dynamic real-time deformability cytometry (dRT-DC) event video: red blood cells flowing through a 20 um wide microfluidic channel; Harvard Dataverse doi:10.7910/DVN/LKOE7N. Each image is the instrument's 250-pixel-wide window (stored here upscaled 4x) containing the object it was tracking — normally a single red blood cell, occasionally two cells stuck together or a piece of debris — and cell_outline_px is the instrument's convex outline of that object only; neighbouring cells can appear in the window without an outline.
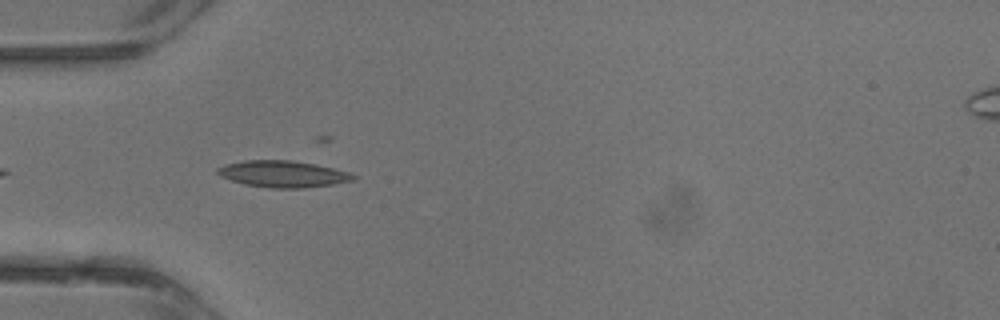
{"species": "common noctule bat (a hibernating species)", "species_latin": "Nyctalus noctula", "temperature_condition": "warm", "stored_images_in_passage": 22, "camera_frame_rate_fps": 3000, "um_per_image_px": 0.085, "animal": {"sex": "male", "body_mass_g": 13.3}, "frame": {"image": 1, "passage_image": 4, "time_ms": 1.0, "image_size_px": [1000, 320], "cell_outline_px": [[356, 176], [352, 180], [332, 184], [300, 188], [268, 188], [244, 184], [220, 176], [216, 172], [216, 168], [228, 164], [244, 160], [292, 160], [316, 164], [348, 172]], "centroid_in_image_um": [24.01, 14.78], "position_along_channel_um": 61.0, "area_um2": 20.81}}
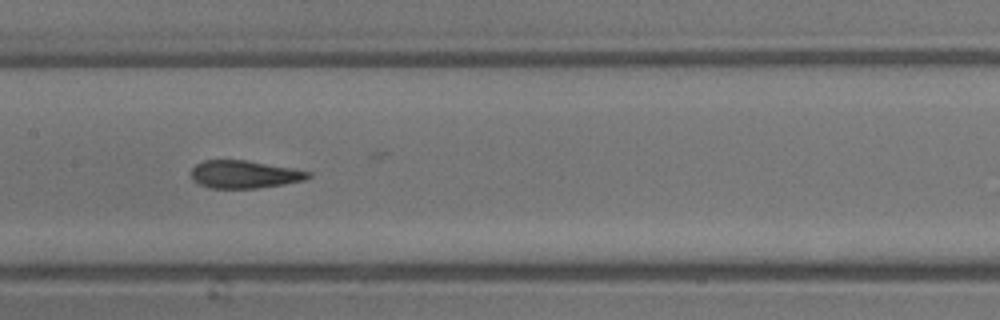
{"frame": {"image": 2, "passage_image": 11, "time_ms": 3.333, "image_size_px": [1000, 320], "cell_outline_px": [[312, 176], [304, 180], [284, 184], [256, 188], [212, 188], [200, 184], [192, 180], [192, 168], [196, 164], [204, 160], [244, 160], [292, 168], [312, 172]], "centroid_in_image_um": [20.78, 14.82], "position_along_channel_um": 186.6, "area_um2": 18.79}}
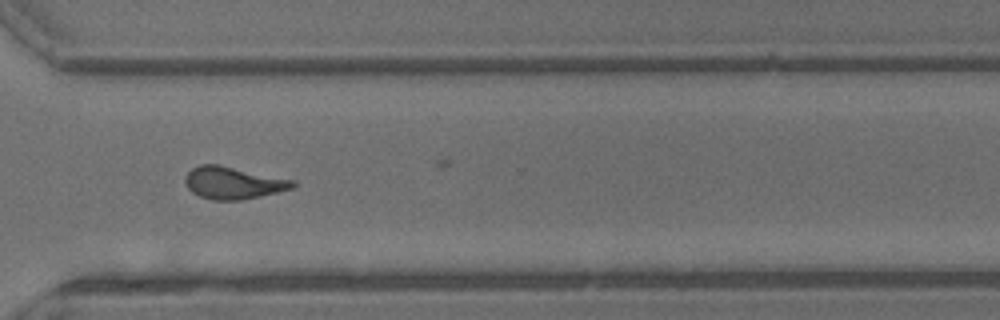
{"frame": {"image": 3, "passage_image": 20, "time_ms": 6.333, "image_size_px": [1000, 320], "cell_outline_px": [[296, 184], [292, 188], [276, 192], [240, 200], [212, 200], [200, 196], [192, 192], [188, 188], [184, 180], [184, 176], [192, 168], [200, 164], [220, 164], [296, 180]], "centroid_in_image_um": [19.8, 15.52], "position_along_channel_um": 350.8, "area_um2": 20.29}}